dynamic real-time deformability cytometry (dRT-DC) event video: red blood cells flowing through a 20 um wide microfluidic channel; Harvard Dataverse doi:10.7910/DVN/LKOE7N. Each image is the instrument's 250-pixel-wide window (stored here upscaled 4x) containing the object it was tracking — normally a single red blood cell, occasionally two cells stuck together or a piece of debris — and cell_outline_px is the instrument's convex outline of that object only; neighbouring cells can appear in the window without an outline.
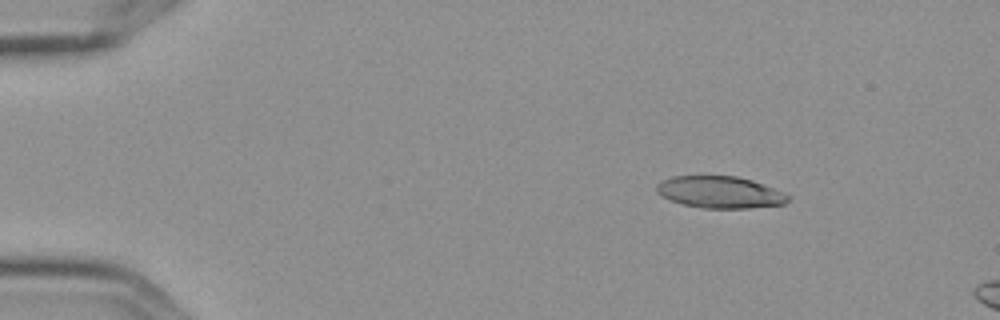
{"species": "Egyptian fruit bat (a non-hibernating species)", "species_latin": "Rousettus aegyptiacus", "temperature_condition": "cold", "stored_images_in_passage": 3, "camera_frame_rate_fps": 3000, "um_per_image_px": 0.085, "frame": {"image": 1, "passage_image": 2, "time_ms": 0.333, "image_size_px": [1000, 320], "cell_outline_px": [[792, 196], [784, 204], [748, 208], [704, 208], [684, 204], [672, 200], [656, 192], [656, 184], [660, 180], [672, 176], [736, 176], [752, 180], [764, 184], [784, 192]], "centroid_in_image_um": [61.22, 16.33], "position_along_channel_um": 23.8, "area_um2": 24.39}}